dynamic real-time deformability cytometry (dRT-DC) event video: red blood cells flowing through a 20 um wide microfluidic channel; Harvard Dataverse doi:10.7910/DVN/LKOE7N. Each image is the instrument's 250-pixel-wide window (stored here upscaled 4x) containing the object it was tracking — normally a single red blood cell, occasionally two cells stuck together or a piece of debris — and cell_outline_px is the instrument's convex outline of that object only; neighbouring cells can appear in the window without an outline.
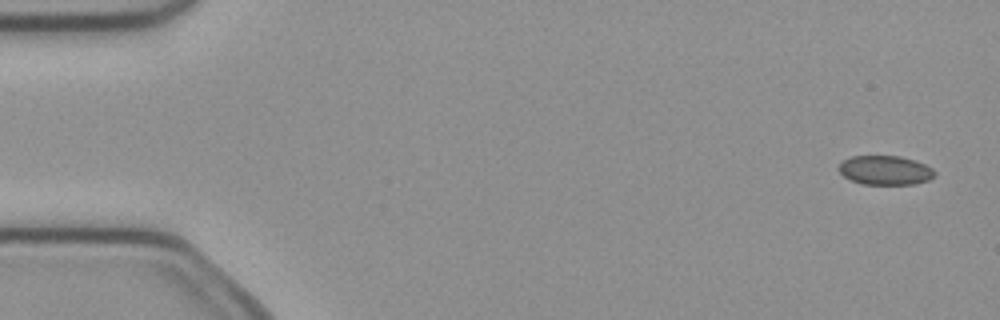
{"species": "common noctule bat (a hibernating species)", "species_latin": "Nyctalus noctula", "temperature_condition": "cold", "stored_images_in_passage": 3, "camera_frame_rate_fps": 3000, "um_per_image_px": 0.085, "animal": {"sex": "female", "body_mass_g": 21.9}, "frame": {"image": 1, "passage_image": 1, "time_ms": 0.0, "image_size_px": [1000, 320], "cell_outline_px": [[936, 176], [928, 180], [916, 184], [864, 184], [852, 180], [844, 176], [836, 168], [844, 160], [852, 156], [900, 156], [916, 160], [932, 168], [936, 172]], "centroid_in_image_um": [75.27, 14.47], "position_along_channel_um": 9.7, "area_um2": 16.36}}